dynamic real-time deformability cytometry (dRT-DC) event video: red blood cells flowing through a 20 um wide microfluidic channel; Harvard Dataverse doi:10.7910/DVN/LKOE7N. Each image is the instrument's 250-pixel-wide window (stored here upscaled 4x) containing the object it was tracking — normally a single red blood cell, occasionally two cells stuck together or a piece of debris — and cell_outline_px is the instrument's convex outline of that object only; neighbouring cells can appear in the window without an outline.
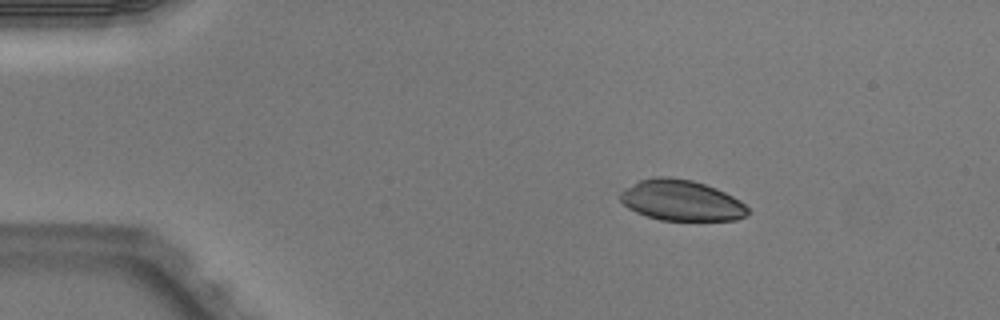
{"species": "Egyptian fruit bat (a non-hibernating species)", "species_latin": "Rousettus aegyptiacus", "temperature_condition": "warm", "stored_images_in_passage": 3, "camera_frame_rate_fps": 3000, "um_per_image_px": 0.085, "animal": {"sex": "male"}, "frame": {"image": 1, "passage_image": 1, "time_ms": 0.0, "image_size_px": [1000, 320], "cell_outline_px": [[748, 216], [736, 220], [660, 220], [636, 212], [628, 208], [620, 200], [620, 192], [624, 188], [640, 180], [656, 176], [668, 176], [692, 180], [716, 188], [740, 200], [748, 208]], "centroid_in_image_um": [57.91, 17.03], "position_along_channel_um": 27.1, "area_um2": 30.29}}